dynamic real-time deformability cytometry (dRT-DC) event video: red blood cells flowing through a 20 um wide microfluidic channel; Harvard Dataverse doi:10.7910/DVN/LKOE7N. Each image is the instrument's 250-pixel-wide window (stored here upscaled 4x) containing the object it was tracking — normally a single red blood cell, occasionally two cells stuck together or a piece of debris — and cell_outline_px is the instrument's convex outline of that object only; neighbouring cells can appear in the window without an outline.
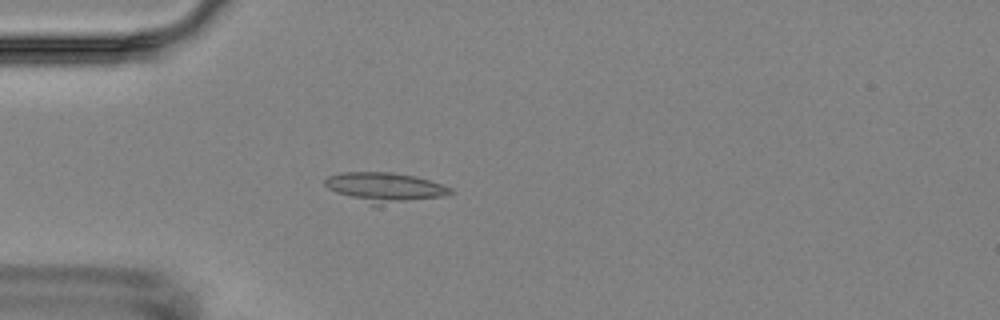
{"species": "Egyptian fruit bat (a non-hibernating species)", "species_latin": "Rousettus aegyptiacus", "temperature_condition": "room temperature", "stored_images_in_passage": 5, "camera_frame_rate_fps": 3000, "um_per_image_px": 0.085, "animal": {"sex": "female"}, "frame": {"image": 1, "passage_image": 5, "time_ms": 4.333, "image_size_px": [1000, 320], "cell_outline_px": [[456, 192], [448, 196], [376, 208], [336, 192], [328, 188], [324, 184], [324, 180], [328, 176], [340, 172], [392, 172], [416, 176], [452, 188]], "centroid_in_image_um": [32.76, 15.97], "position_along_channel_um": 52.2, "area_um2": 22.6}}